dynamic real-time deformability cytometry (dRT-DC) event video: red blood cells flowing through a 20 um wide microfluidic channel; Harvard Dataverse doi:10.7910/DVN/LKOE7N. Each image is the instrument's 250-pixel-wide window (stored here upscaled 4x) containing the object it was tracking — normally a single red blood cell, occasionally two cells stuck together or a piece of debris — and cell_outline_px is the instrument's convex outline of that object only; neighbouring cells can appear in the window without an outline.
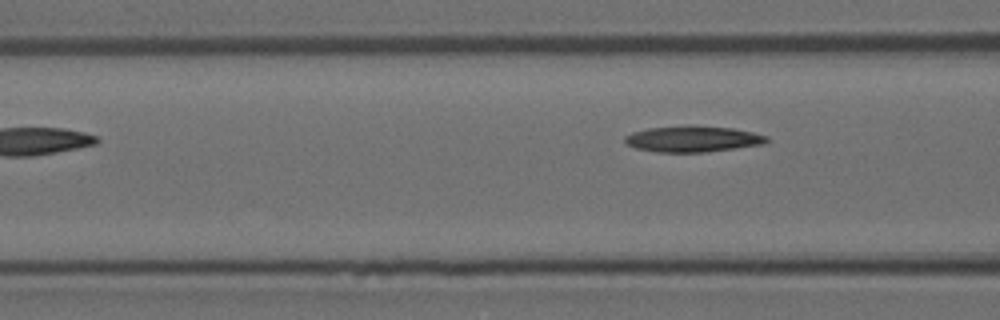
{"species": "Egyptian fruit bat (a non-hibernating species)", "species_latin": "Rousettus aegyptiacus", "temperature_condition": "room temperature", "stored_images_in_passage": 5, "camera_frame_rate_fps": 3000, "um_per_image_px": 0.085, "animal": {"sex": "female"}, "frame": {"image": 1, "passage_image": 5, "time_ms": 1.333, "image_size_px": [1000, 320], "cell_outline_px": [[768, 140], [764, 144], [708, 152], [656, 152], [636, 148], [624, 144], [624, 136], [632, 132], [648, 128], [688, 124], [692, 124], [732, 128], [752, 132], [768, 136]], "centroid_in_image_um": [58.85, 11.8], "position_along_channel_um": 107.7, "area_um2": 21.96}}